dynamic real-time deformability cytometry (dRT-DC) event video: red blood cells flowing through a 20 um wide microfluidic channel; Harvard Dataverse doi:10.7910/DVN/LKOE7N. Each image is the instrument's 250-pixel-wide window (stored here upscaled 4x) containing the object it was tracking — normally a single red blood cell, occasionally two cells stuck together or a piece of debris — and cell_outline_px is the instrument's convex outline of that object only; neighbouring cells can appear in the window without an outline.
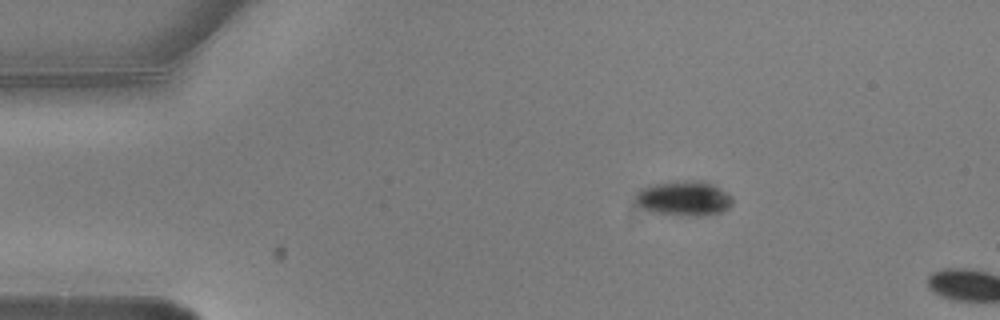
{"species": "common noctule bat (a hibernating species)", "species_latin": "Nyctalus noctula", "temperature_condition": "warm", "stored_images_in_passage": 3, "camera_frame_rate_fps": 3000, "um_per_image_px": 0.085, "animal": {"sex": "male", "body_mass_g": 20.5, "forearm_length_mm": 52.5}, "frame": {"image": 1, "passage_image": 2, "time_ms": 0.333, "image_size_px": [1000, 320], "cell_outline_px": [[732, 204], [728, 208], [720, 212], [708, 216], [688, 216], [648, 212], [632, 200], [636, 192], [640, 188], [652, 184], [676, 180], [704, 180], [720, 188], [732, 196]], "centroid_in_image_um": [58.09, 16.85], "position_along_channel_um": 26.9, "area_um2": 20.35}}